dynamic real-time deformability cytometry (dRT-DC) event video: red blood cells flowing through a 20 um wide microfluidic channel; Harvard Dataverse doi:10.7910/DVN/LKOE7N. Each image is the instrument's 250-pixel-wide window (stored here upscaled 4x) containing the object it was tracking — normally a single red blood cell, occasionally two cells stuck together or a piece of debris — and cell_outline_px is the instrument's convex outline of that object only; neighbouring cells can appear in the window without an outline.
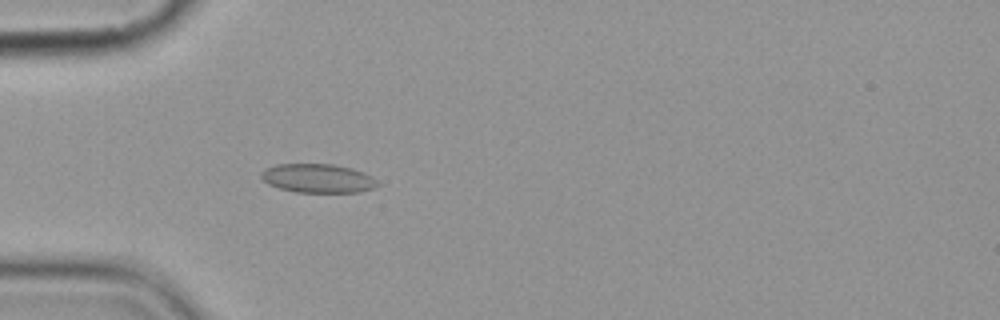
{"species": "common noctule bat (a hibernating species)", "species_latin": "Nyctalus noctula", "temperature_condition": "cold", "stored_images_in_passage": 4, "camera_frame_rate_fps": 3000, "um_per_image_px": 0.085, "animal": {"sex": "female", "body_mass_g": 19.9}, "frame": {"image": 1, "passage_image": 4, "time_ms": 4.333, "image_size_px": [1000, 320], "cell_outline_px": [[380, 184], [372, 188], [360, 192], [296, 192], [280, 188], [268, 184], [260, 176], [260, 172], [264, 168], [276, 164], [332, 164], [352, 168], [372, 176]], "centroid_in_image_um": [27.0, 15.15], "position_along_channel_um": 58.0, "area_um2": 19.59}}